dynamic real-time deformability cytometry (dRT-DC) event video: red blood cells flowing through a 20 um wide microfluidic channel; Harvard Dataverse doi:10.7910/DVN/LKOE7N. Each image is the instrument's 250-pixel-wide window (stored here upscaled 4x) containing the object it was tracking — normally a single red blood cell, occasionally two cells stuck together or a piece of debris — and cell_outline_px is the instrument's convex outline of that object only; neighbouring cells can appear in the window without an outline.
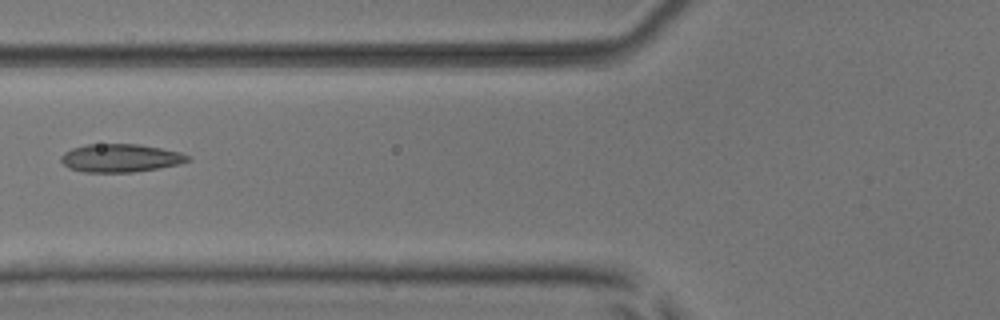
{"species": "common noctule bat (a hibernating species)", "species_latin": "Nyctalus noctula", "temperature_condition": "room temperature", "stored_images_in_passage": 6, "camera_frame_rate_fps": 3000, "um_per_image_px": 0.085, "animal": {"sex": "male", "body_mass_g": 17.9, "forearm_length_mm": 54.2}, "frame": {"image": 1, "passage_image": 6, "time_ms": 5.667, "image_size_px": [1000, 320], "cell_outline_px": [[192, 160], [180, 164], [160, 168], [132, 172], [84, 172], [68, 168], [60, 160], [60, 156], [64, 152], [72, 148], [88, 144], [136, 144], [160, 148], [180, 152], [188, 156]], "centroid_in_image_um": [10.23, 13.44], "position_along_channel_um": 115.6, "area_um2": 20.81}}